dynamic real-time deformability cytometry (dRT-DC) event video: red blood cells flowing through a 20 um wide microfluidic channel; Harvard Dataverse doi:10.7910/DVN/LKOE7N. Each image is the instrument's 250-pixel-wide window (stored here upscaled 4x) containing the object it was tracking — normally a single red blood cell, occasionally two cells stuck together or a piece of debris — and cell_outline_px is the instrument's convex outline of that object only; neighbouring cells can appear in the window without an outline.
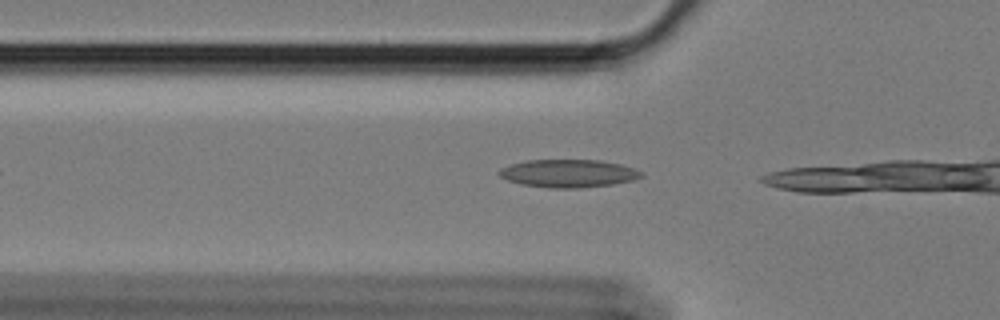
{"species": "Egyptian fruit bat (a non-hibernating species)", "species_latin": "Rousettus aegyptiacus", "temperature_condition": "cold", "stored_images_in_passage": 6, "camera_frame_rate_fps": 3000, "um_per_image_px": 0.085, "animal": {"sex": "female"}, "frame": {"image": 1, "passage_image": 2, "time_ms": 0.333, "image_size_px": [1000, 320], "cell_outline_px": [[644, 176], [632, 180], [612, 184], [576, 188], [548, 188], [520, 184], [508, 180], [500, 176], [500, 168], [512, 164], [528, 160], [600, 160], [620, 164], [632, 168], [640, 172]], "centroid_in_image_um": [48.29, 14.74], "position_along_channel_um": 77.5, "area_um2": 22.83}}
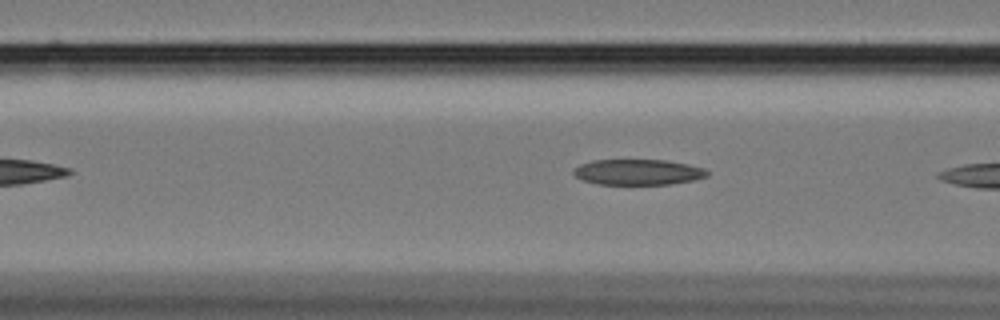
{"frame": {"image": 2, "passage_image": 5, "time_ms": 1.333, "image_size_px": [1000, 320], "cell_outline_px": [[708, 176], [696, 180], [672, 184], [596, 184], [584, 180], [576, 176], [572, 172], [580, 164], [592, 160], [668, 160], [688, 164], [704, 168], [708, 172]], "centroid_in_image_um": [54.27, 14.63], "position_along_channel_um": 112.3, "area_um2": 20.0}}